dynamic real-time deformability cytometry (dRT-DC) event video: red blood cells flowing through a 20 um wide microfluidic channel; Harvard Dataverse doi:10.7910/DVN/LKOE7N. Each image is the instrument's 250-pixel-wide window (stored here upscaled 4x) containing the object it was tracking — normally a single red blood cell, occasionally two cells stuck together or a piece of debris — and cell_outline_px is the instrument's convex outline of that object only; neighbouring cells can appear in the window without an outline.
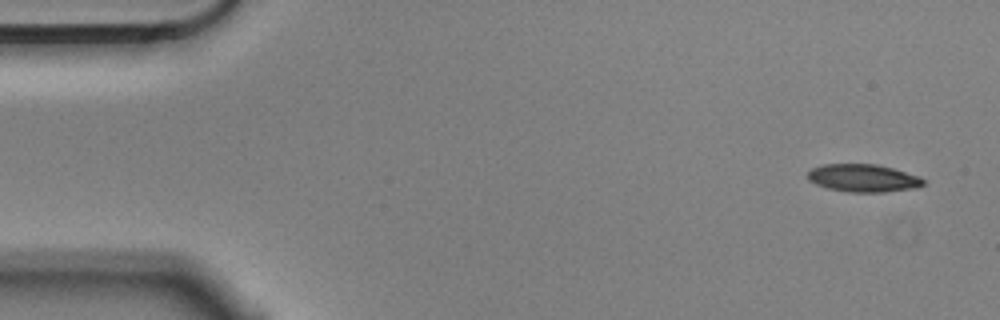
{"species": "Egyptian fruit bat (a non-hibernating species)", "species_latin": "Rousettus aegyptiacus", "temperature_condition": "cold", "stored_images_in_passage": 5, "camera_frame_rate_fps": 3000, "um_per_image_px": 0.085, "animal": {"sex": "male"}, "frame": {"image": 1, "passage_image": 1, "time_ms": 0.0, "image_size_px": [1000, 320], "cell_outline_px": [[924, 184], [916, 188], [884, 192], [848, 192], [828, 188], [816, 184], [808, 180], [808, 172], [812, 168], [824, 164], [876, 164], [892, 168], [920, 176], [924, 180]], "centroid_in_image_um": [73.38, 15.14], "position_along_channel_um": 11.6, "area_um2": 18.67}}
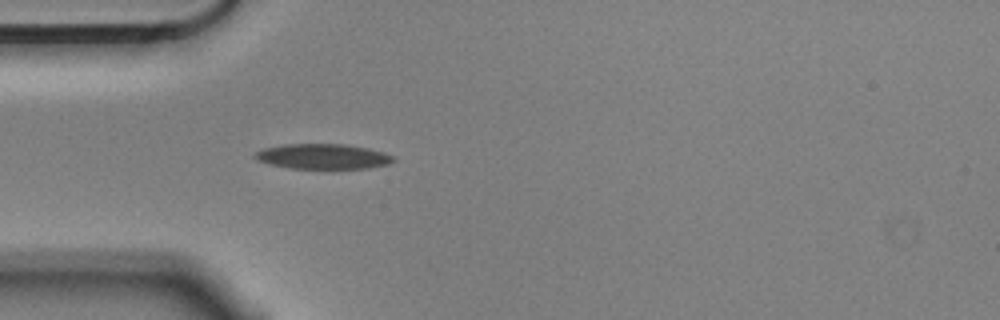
{"frame": {"image": 2, "passage_image": 5, "time_ms": 1.333, "image_size_px": [1000, 320], "cell_outline_px": [[396, 160], [388, 164], [368, 168], [288, 168], [256, 160], [252, 156], [256, 152], [264, 148], [284, 144], [348, 144], [368, 148], [384, 152], [396, 156]], "centroid_in_image_um": [27.48, 13.29], "position_along_channel_um": 57.5, "area_um2": 20.35}}